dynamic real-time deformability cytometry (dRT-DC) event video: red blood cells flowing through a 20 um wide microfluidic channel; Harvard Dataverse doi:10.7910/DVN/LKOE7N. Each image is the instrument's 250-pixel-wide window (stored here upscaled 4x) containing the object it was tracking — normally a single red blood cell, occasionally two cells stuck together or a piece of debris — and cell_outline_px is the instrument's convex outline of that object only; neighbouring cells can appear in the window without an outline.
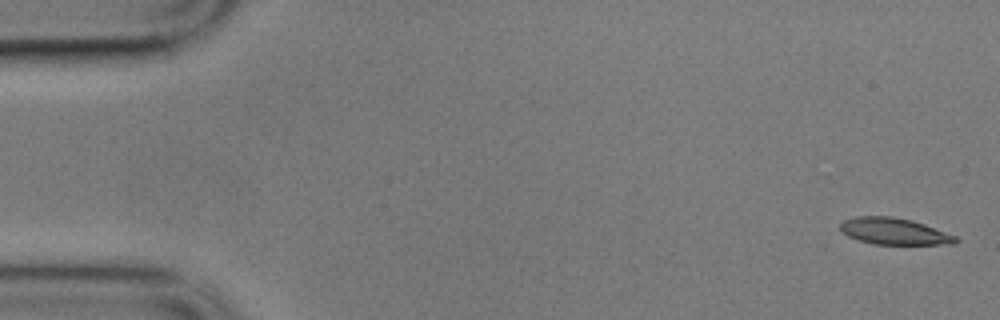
{"species": "common noctule bat (a hibernating species)", "species_latin": "Nyctalus noctula", "temperature_condition": "cold", "stored_images_in_passage": 6, "segment_of_instrument_passage": [1, 2], "camera_frame_rate_fps": 3000, "um_per_image_px": 0.085, "animal": {"sex": "male", "body_mass_g": 17.9}, "frame": {"image": 1, "passage_image": 1, "time_ms": 0.0, "image_size_px": [1000, 320], "cell_outline_px": [[960, 240], [956, 244], [872, 244], [848, 236], [840, 232], [840, 224], [844, 220], [856, 216], [892, 216], [912, 220], [924, 224], [956, 236]], "centroid_in_image_um": [76.0, 19.66], "position_along_channel_um": 9.0, "area_um2": 17.92}}